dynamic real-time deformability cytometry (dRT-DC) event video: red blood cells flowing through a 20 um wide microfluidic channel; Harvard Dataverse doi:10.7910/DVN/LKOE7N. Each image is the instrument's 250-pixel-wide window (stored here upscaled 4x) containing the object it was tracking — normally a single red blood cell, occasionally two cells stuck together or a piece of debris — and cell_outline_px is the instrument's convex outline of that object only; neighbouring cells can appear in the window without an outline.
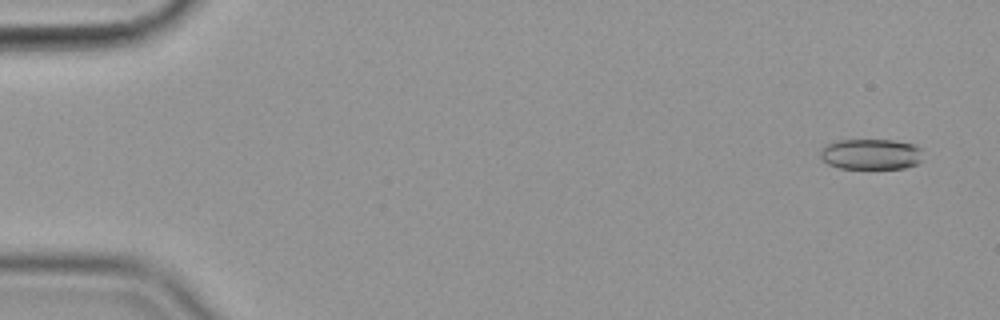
{"species": "common noctule bat (a hibernating species)", "species_latin": "Nyctalus noctula", "temperature_condition": "cold", "stored_images_in_passage": 57, "camera_frame_rate_fps": 3000, "um_per_image_px": 0.085, "animal": {"sex": "female", "body_mass_g": 19.9}, "frame": {"image": 1, "passage_image": 3, "time_ms": 0.667, "image_size_px": [1000, 320], "cell_outline_px": [[924, 160], [916, 164], [904, 168], [840, 168], [828, 164], [820, 156], [820, 152], [828, 144], [836, 140], [896, 140], [912, 144], [920, 148]], "centroid_in_image_um": [74.07, 13.1], "position_along_channel_um": 10.9, "area_um2": 18.32}}
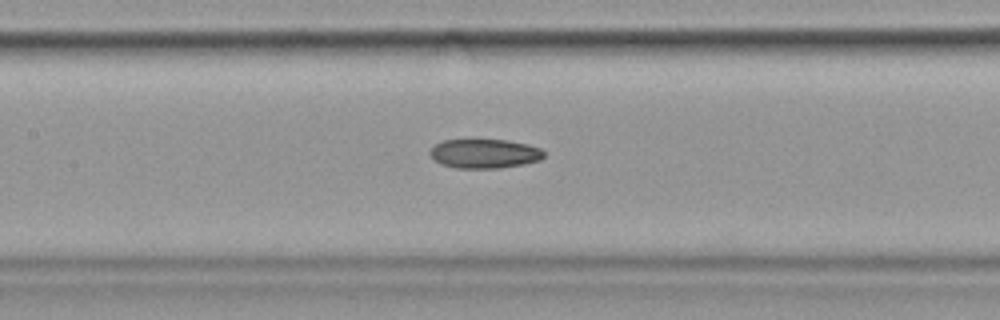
{"frame": {"image": 2, "passage_image": 27, "time_ms": 8.667, "image_size_px": [1000, 320], "cell_outline_px": [[544, 156], [540, 160], [524, 164], [500, 168], [456, 168], [440, 164], [432, 160], [432, 148], [436, 144], [444, 140], [508, 140], [528, 144], [540, 148], [544, 152]], "centroid_in_image_um": [41.2, 13.06], "position_along_channel_um": 166.2, "area_um2": 19.36}}
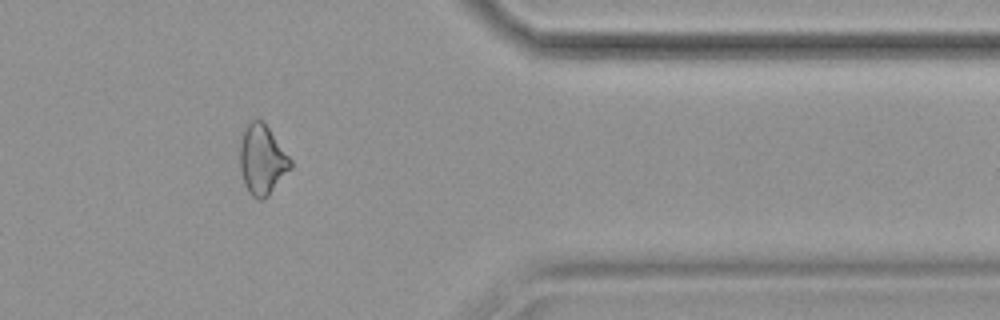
{"frame": {"image": 3, "passage_image": 47, "time_ms": 15.333, "image_size_px": [1000, 320], "cell_outline_px": [[292, 168], [268, 196], [264, 200], [256, 200], [248, 192], [244, 184], [240, 168], [240, 144], [244, 128], [252, 120], [260, 120], [268, 128], [292, 160]], "centroid_in_image_um": [22.28, 13.63], "position_along_channel_um": 389.1, "area_um2": 20.52}}